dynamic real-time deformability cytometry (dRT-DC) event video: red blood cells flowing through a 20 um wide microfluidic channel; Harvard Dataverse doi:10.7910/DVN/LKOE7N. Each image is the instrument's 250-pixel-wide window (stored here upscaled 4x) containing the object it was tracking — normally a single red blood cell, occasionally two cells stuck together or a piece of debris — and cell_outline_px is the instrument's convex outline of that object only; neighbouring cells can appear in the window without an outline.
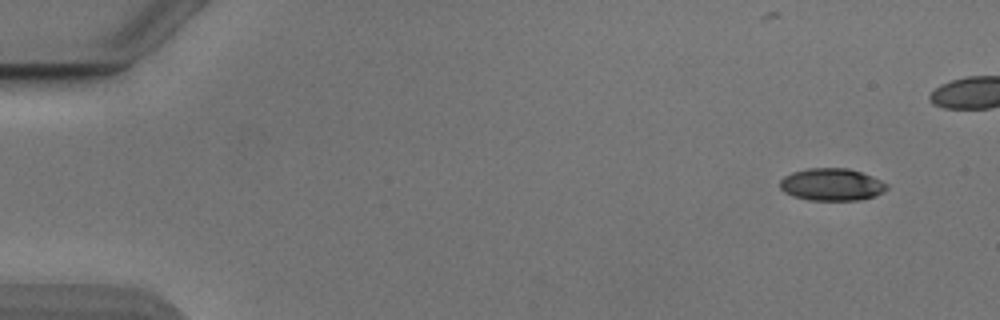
{"species": "Egyptian fruit bat (a non-hibernating species)", "species_latin": "Rousettus aegyptiacus", "temperature_condition": "cold", "stored_images_in_passage": 44, "camera_frame_rate_fps": 3000, "um_per_image_px": 0.085, "animal": {"sex": "male"}, "frame": {"image": 1, "passage_image": 1, "time_ms": 0.0, "image_size_px": [1000, 320], "cell_outline_px": [[888, 188], [876, 196], [860, 200], [808, 200], [792, 196], [784, 192], [780, 188], [780, 180], [784, 176], [792, 172], [808, 168], [848, 168], [872, 176], [888, 184]], "centroid_in_image_um": [70.68, 15.69], "position_along_channel_um": 14.3, "area_um2": 20.23}}
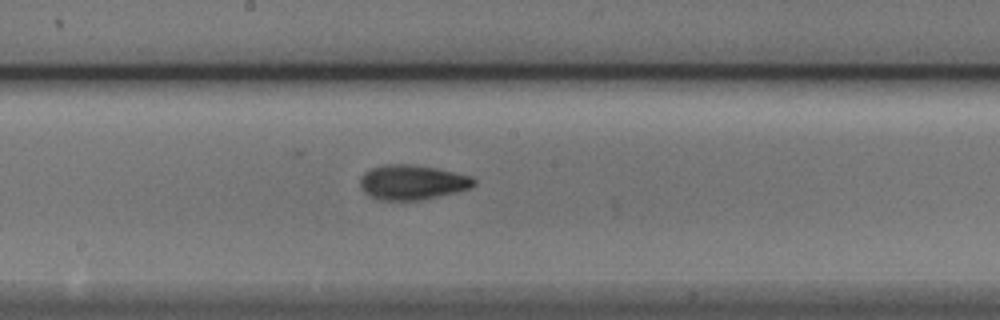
{"frame": {"image": 2, "passage_image": 26, "time_ms": 8.333, "image_size_px": [1000, 320], "cell_outline_px": [[476, 184], [472, 188], [456, 192], [420, 200], [376, 200], [364, 192], [360, 184], [360, 176], [364, 172], [372, 168], [384, 164], [412, 164], [436, 168], [472, 176], [476, 180]], "centroid_in_image_um": [35.04, 15.49], "position_along_channel_um": 213.2, "area_um2": 23.24}}
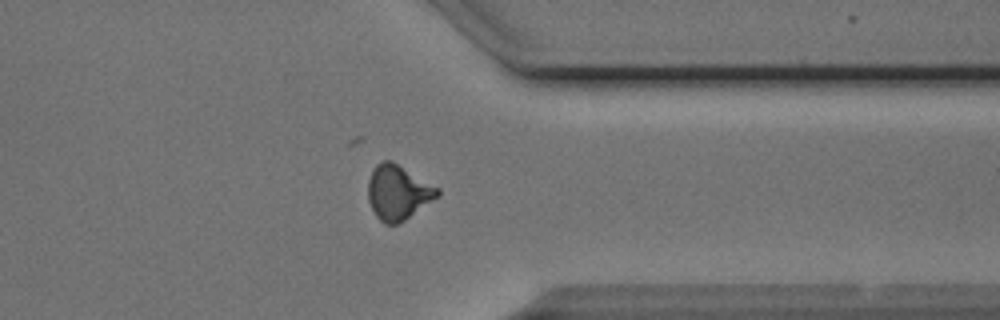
{"frame": {"image": 3, "passage_image": 39, "time_ms": 12.667, "image_size_px": [1000, 320], "cell_outline_px": [[440, 196], [404, 220], [396, 224], [384, 224], [376, 216], [368, 200], [368, 180], [372, 168], [376, 164], [384, 160], [392, 160], [440, 188]], "centroid_in_image_um": [33.84, 16.33], "position_along_channel_um": 377.6, "area_um2": 22.31}}